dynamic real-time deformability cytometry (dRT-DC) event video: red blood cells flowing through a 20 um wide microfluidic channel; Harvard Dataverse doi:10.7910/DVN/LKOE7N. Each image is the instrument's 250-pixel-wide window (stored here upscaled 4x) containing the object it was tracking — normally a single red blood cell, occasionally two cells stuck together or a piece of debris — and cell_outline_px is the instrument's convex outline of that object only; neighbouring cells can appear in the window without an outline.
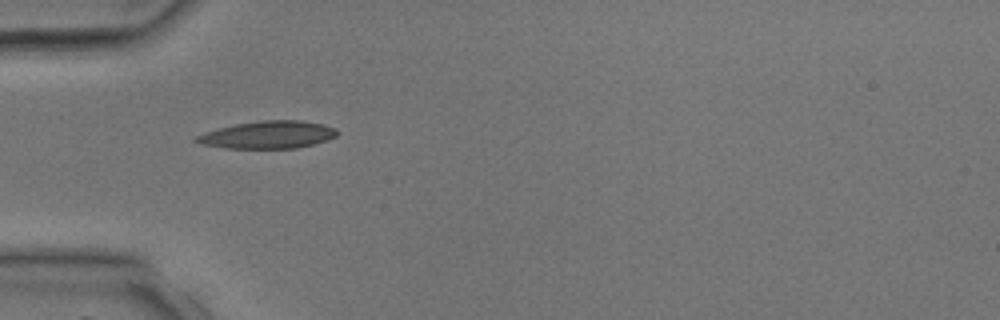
{"species": "common noctule bat (a hibernating species)", "species_latin": "Nyctalus noctula", "temperature_condition": "room temperature", "stored_images_in_passage": 2, "camera_frame_rate_fps": 3000, "um_per_image_px": 0.085, "animal": {"sex": "male", "body_mass_g": 17.9, "forearm_length_mm": 54.2}, "frame": {"image": 1, "passage_image": 2, "time_ms": 2.667, "image_size_px": [1000, 320], "cell_outline_px": [[340, 132], [336, 136], [328, 140], [296, 148], [224, 148], [204, 144], [192, 140], [192, 136], [204, 132], [236, 124], [260, 120], [300, 120], [324, 124], [336, 128]], "centroid_in_image_um": [22.78, 11.45], "position_along_channel_um": 62.2, "area_um2": 22.66}}